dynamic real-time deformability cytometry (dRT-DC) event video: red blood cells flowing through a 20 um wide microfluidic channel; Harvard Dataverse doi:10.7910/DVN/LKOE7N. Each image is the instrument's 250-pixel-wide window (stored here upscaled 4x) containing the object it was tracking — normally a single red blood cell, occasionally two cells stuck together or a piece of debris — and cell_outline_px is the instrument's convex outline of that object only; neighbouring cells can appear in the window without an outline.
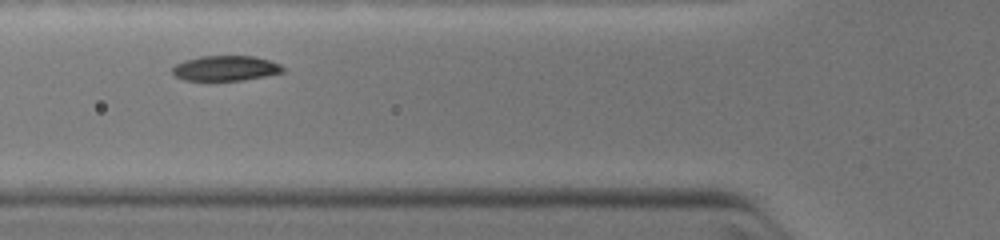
{"species": "common noctule bat (a hibernating species)", "species_latin": "Nyctalus noctula", "temperature_condition": "warm", "stored_images_in_passage": 15, "camera_frame_rate_fps": 3000, "um_per_image_px": 0.085, "animal": {"sex": "female", "body_mass_g": 19.0, "forearm_length_mm": 51.5}, "frame": {"image": 1, "passage_image": 12, "time_ms": 5.0, "image_size_px": [1000, 240], "cell_outline_px": [[284, 72], [244, 80], [184, 80], [176, 76], [172, 72], [172, 68], [176, 64], [184, 60], [200, 56], [256, 56], [280, 64], [284, 68]], "centroid_in_image_um": [19.17, 5.79], "position_along_channel_um": 106.6, "area_um2": 16.13}}
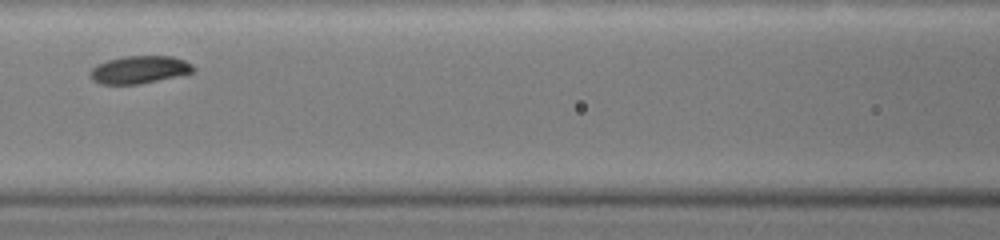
{"frame": {"image": 2, "passage_image": 13, "time_ms": 6.0, "image_size_px": [1000, 240], "cell_outline_px": [[196, 72], [140, 84], [100, 84], [92, 80], [88, 76], [88, 72], [96, 64], [108, 60], [124, 56], [172, 56], [184, 60], [192, 64], [196, 68]], "centroid_in_image_um": [11.84, 5.92], "position_along_channel_um": 154.8, "area_um2": 16.88}}
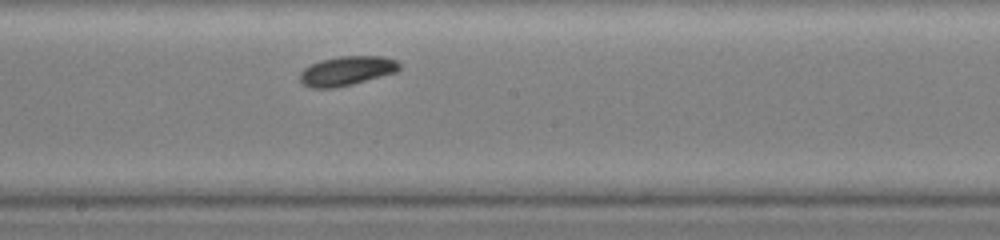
{"frame": {"image": 3, "passage_image": 15, "time_ms": 7.333, "image_size_px": [1000, 240], "cell_outline_px": [[400, 68], [396, 72], [352, 84], [336, 88], [312, 88], [304, 84], [300, 80], [300, 72], [304, 68], [320, 60], [340, 56], [384, 56], [396, 60], [400, 64]], "centroid_in_image_um": [29.48, 6.02], "position_along_channel_um": 218.7, "area_um2": 16.94}}